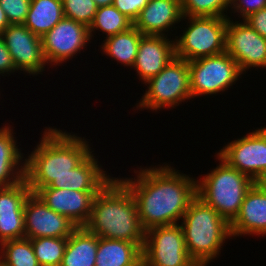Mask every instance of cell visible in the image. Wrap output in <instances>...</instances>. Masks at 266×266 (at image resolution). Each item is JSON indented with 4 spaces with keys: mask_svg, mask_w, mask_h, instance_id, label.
I'll return each instance as SVG.
<instances>
[{
    "mask_svg": "<svg viewBox=\"0 0 266 266\" xmlns=\"http://www.w3.org/2000/svg\"><path fill=\"white\" fill-rule=\"evenodd\" d=\"M167 164L149 168L140 166L134 171V179L120 178L133 194L145 231L177 224L197 196L196 179Z\"/></svg>",
    "mask_w": 266,
    "mask_h": 266,
    "instance_id": "6da1fadb",
    "label": "cell"
},
{
    "mask_svg": "<svg viewBox=\"0 0 266 266\" xmlns=\"http://www.w3.org/2000/svg\"><path fill=\"white\" fill-rule=\"evenodd\" d=\"M41 140L25 159V179L34 193L77 167L92 151L89 142L76 134L45 127Z\"/></svg>",
    "mask_w": 266,
    "mask_h": 266,
    "instance_id": "7a4b0ae2",
    "label": "cell"
},
{
    "mask_svg": "<svg viewBox=\"0 0 266 266\" xmlns=\"http://www.w3.org/2000/svg\"><path fill=\"white\" fill-rule=\"evenodd\" d=\"M84 227L106 239L145 242V230L139 220L135 199L120 177L110 179L96 194Z\"/></svg>",
    "mask_w": 266,
    "mask_h": 266,
    "instance_id": "3957f363",
    "label": "cell"
},
{
    "mask_svg": "<svg viewBox=\"0 0 266 266\" xmlns=\"http://www.w3.org/2000/svg\"><path fill=\"white\" fill-rule=\"evenodd\" d=\"M181 220L187 252L197 266L213 262L226 240L232 238L230 224L198 196Z\"/></svg>",
    "mask_w": 266,
    "mask_h": 266,
    "instance_id": "277c9868",
    "label": "cell"
},
{
    "mask_svg": "<svg viewBox=\"0 0 266 266\" xmlns=\"http://www.w3.org/2000/svg\"><path fill=\"white\" fill-rule=\"evenodd\" d=\"M219 165L196 180L197 196L214 208L229 224L236 218L246 192L254 181L246 174L230 167L218 155Z\"/></svg>",
    "mask_w": 266,
    "mask_h": 266,
    "instance_id": "5b68a950",
    "label": "cell"
},
{
    "mask_svg": "<svg viewBox=\"0 0 266 266\" xmlns=\"http://www.w3.org/2000/svg\"><path fill=\"white\" fill-rule=\"evenodd\" d=\"M185 19L187 28L174 39L176 57L189 62L226 51L228 18L183 16Z\"/></svg>",
    "mask_w": 266,
    "mask_h": 266,
    "instance_id": "8992f818",
    "label": "cell"
},
{
    "mask_svg": "<svg viewBox=\"0 0 266 266\" xmlns=\"http://www.w3.org/2000/svg\"><path fill=\"white\" fill-rule=\"evenodd\" d=\"M148 88L136 103V109L157 112L163 108H175L192 98L188 62L175 57L155 77L144 83Z\"/></svg>",
    "mask_w": 266,
    "mask_h": 266,
    "instance_id": "52a82bcc",
    "label": "cell"
},
{
    "mask_svg": "<svg viewBox=\"0 0 266 266\" xmlns=\"http://www.w3.org/2000/svg\"><path fill=\"white\" fill-rule=\"evenodd\" d=\"M188 67L192 98L223 93L236 84L243 74L226 51L189 61Z\"/></svg>",
    "mask_w": 266,
    "mask_h": 266,
    "instance_id": "ba28073f",
    "label": "cell"
},
{
    "mask_svg": "<svg viewBox=\"0 0 266 266\" xmlns=\"http://www.w3.org/2000/svg\"><path fill=\"white\" fill-rule=\"evenodd\" d=\"M142 259L149 266H197L187 252L179 223L145 231Z\"/></svg>",
    "mask_w": 266,
    "mask_h": 266,
    "instance_id": "9c48e42d",
    "label": "cell"
},
{
    "mask_svg": "<svg viewBox=\"0 0 266 266\" xmlns=\"http://www.w3.org/2000/svg\"><path fill=\"white\" fill-rule=\"evenodd\" d=\"M217 155L230 167L255 181L266 170V127L228 142Z\"/></svg>",
    "mask_w": 266,
    "mask_h": 266,
    "instance_id": "30bf717a",
    "label": "cell"
},
{
    "mask_svg": "<svg viewBox=\"0 0 266 266\" xmlns=\"http://www.w3.org/2000/svg\"><path fill=\"white\" fill-rule=\"evenodd\" d=\"M41 39L44 57L50 67L60 66L69 59L71 60L91 42L89 28L66 17Z\"/></svg>",
    "mask_w": 266,
    "mask_h": 266,
    "instance_id": "8fae6325",
    "label": "cell"
},
{
    "mask_svg": "<svg viewBox=\"0 0 266 266\" xmlns=\"http://www.w3.org/2000/svg\"><path fill=\"white\" fill-rule=\"evenodd\" d=\"M226 52L237 62L243 75L252 67L266 68V38L244 20L234 22L232 18H228Z\"/></svg>",
    "mask_w": 266,
    "mask_h": 266,
    "instance_id": "7c38bea8",
    "label": "cell"
},
{
    "mask_svg": "<svg viewBox=\"0 0 266 266\" xmlns=\"http://www.w3.org/2000/svg\"><path fill=\"white\" fill-rule=\"evenodd\" d=\"M1 36L18 72L23 71L33 76L43 75L42 72L45 71L48 63L45 60L42 39L39 36L24 24H10Z\"/></svg>",
    "mask_w": 266,
    "mask_h": 266,
    "instance_id": "4fadbf2b",
    "label": "cell"
},
{
    "mask_svg": "<svg viewBox=\"0 0 266 266\" xmlns=\"http://www.w3.org/2000/svg\"><path fill=\"white\" fill-rule=\"evenodd\" d=\"M25 238H68L77 226L67 217L50 209L35 193L24 205Z\"/></svg>",
    "mask_w": 266,
    "mask_h": 266,
    "instance_id": "5bb4252c",
    "label": "cell"
},
{
    "mask_svg": "<svg viewBox=\"0 0 266 266\" xmlns=\"http://www.w3.org/2000/svg\"><path fill=\"white\" fill-rule=\"evenodd\" d=\"M50 209L67 217L77 227H84L91 215L93 200L98 192L71 189L38 188L34 192Z\"/></svg>",
    "mask_w": 266,
    "mask_h": 266,
    "instance_id": "9a60e30c",
    "label": "cell"
},
{
    "mask_svg": "<svg viewBox=\"0 0 266 266\" xmlns=\"http://www.w3.org/2000/svg\"><path fill=\"white\" fill-rule=\"evenodd\" d=\"M31 193L26 179L10 187H0V244L25 238L24 205Z\"/></svg>",
    "mask_w": 266,
    "mask_h": 266,
    "instance_id": "2e32d148",
    "label": "cell"
},
{
    "mask_svg": "<svg viewBox=\"0 0 266 266\" xmlns=\"http://www.w3.org/2000/svg\"><path fill=\"white\" fill-rule=\"evenodd\" d=\"M175 40L167 36L143 35L133 64L137 77L146 83L175 58Z\"/></svg>",
    "mask_w": 266,
    "mask_h": 266,
    "instance_id": "e0dca14e",
    "label": "cell"
},
{
    "mask_svg": "<svg viewBox=\"0 0 266 266\" xmlns=\"http://www.w3.org/2000/svg\"><path fill=\"white\" fill-rule=\"evenodd\" d=\"M182 18L181 0H149L133 26L143 35L168 36V31H173Z\"/></svg>",
    "mask_w": 266,
    "mask_h": 266,
    "instance_id": "ac0fdd59",
    "label": "cell"
},
{
    "mask_svg": "<svg viewBox=\"0 0 266 266\" xmlns=\"http://www.w3.org/2000/svg\"><path fill=\"white\" fill-rule=\"evenodd\" d=\"M231 236L266 235V193L255 183L246 192L239 213L230 223Z\"/></svg>",
    "mask_w": 266,
    "mask_h": 266,
    "instance_id": "d6986e66",
    "label": "cell"
},
{
    "mask_svg": "<svg viewBox=\"0 0 266 266\" xmlns=\"http://www.w3.org/2000/svg\"><path fill=\"white\" fill-rule=\"evenodd\" d=\"M92 152L74 169L55 178L48 187L99 192L113 177L107 175ZM102 168V169H101Z\"/></svg>",
    "mask_w": 266,
    "mask_h": 266,
    "instance_id": "ffe728a7",
    "label": "cell"
},
{
    "mask_svg": "<svg viewBox=\"0 0 266 266\" xmlns=\"http://www.w3.org/2000/svg\"><path fill=\"white\" fill-rule=\"evenodd\" d=\"M8 125L0 128V187L14 186L25 177L26 157L18 149L13 127Z\"/></svg>",
    "mask_w": 266,
    "mask_h": 266,
    "instance_id": "44dd1931",
    "label": "cell"
},
{
    "mask_svg": "<svg viewBox=\"0 0 266 266\" xmlns=\"http://www.w3.org/2000/svg\"><path fill=\"white\" fill-rule=\"evenodd\" d=\"M144 243L99 237L95 266H134L142 259Z\"/></svg>",
    "mask_w": 266,
    "mask_h": 266,
    "instance_id": "7402d4cb",
    "label": "cell"
},
{
    "mask_svg": "<svg viewBox=\"0 0 266 266\" xmlns=\"http://www.w3.org/2000/svg\"><path fill=\"white\" fill-rule=\"evenodd\" d=\"M99 237L85 227H77L67 238L60 266H95Z\"/></svg>",
    "mask_w": 266,
    "mask_h": 266,
    "instance_id": "603a6c76",
    "label": "cell"
},
{
    "mask_svg": "<svg viewBox=\"0 0 266 266\" xmlns=\"http://www.w3.org/2000/svg\"><path fill=\"white\" fill-rule=\"evenodd\" d=\"M63 18L62 0H31L24 25L41 38Z\"/></svg>",
    "mask_w": 266,
    "mask_h": 266,
    "instance_id": "cb8c5ba5",
    "label": "cell"
},
{
    "mask_svg": "<svg viewBox=\"0 0 266 266\" xmlns=\"http://www.w3.org/2000/svg\"><path fill=\"white\" fill-rule=\"evenodd\" d=\"M143 34L134 26L125 32L117 33L103 40L101 50L108 57L126 67H133L138 52V46Z\"/></svg>",
    "mask_w": 266,
    "mask_h": 266,
    "instance_id": "d4e9b609",
    "label": "cell"
},
{
    "mask_svg": "<svg viewBox=\"0 0 266 266\" xmlns=\"http://www.w3.org/2000/svg\"><path fill=\"white\" fill-rule=\"evenodd\" d=\"M133 27V21L122 14L115 6L100 7L96 11L93 22L89 26L90 39L94 37L93 33L103 32L106 38L117 33L125 32Z\"/></svg>",
    "mask_w": 266,
    "mask_h": 266,
    "instance_id": "484cf974",
    "label": "cell"
},
{
    "mask_svg": "<svg viewBox=\"0 0 266 266\" xmlns=\"http://www.w3.org/2000/svg\"><path fill=\"white\" fill-rule=\"evenodd\" d=\"M0 261L7 266H40L31 240L27 238L1 243Z\"/></svg>",
    "mask_w": 266,
    "mask_h": 266,
    "instance_id": "4316f807",
    "label": "cell"
},
{
    "mask_svg": "<svg viewBox=\"0 0 266 266\" xmlns=\"http://www.w3.org/2000/svg\"><path fill=\"white\" fill-rule=\"evenodd\" d=\"M30 240L40 266H60L67 238L42 237Z\"/></svg>",
    "mask_w": 266,
    "mask_h": 266,
    "instance_id": "83f0119b",
    "label": "cell"
},
{
    "mask_svg": "<svg viewBox=\"0 0 266 266\" xmlns=\"http://www.w3.org/2000/svg\"><path fill=\"white\" fill-rule=\"evenodd\" d=\"M181 5L183 16L229 18L230 0H181Z\"/></svg>",
    "mask_w": 266,
    "mask_h": 266,
    "instance_id": "f1b7e54d",
    "label": "cell"
},
{
    "mask_svg": "<svg viewBox=\"0 0 266 266\" xmlns=\"http://www.w3.org/2000/svg\"><path fill=\"white\" fill-rule=\"evenodd\" d=\"M64 17L86 25L93 22L98 9L93 0H62Z\"/></svg>",
    "mask_w": 266,
    "mask_h": 266,
    "instance_id": "f546056e",
    "label": "cell"
},
{
    "mask_svg": "<svg viewBox=\"0 0 266 266\" xmlns=\"http://www.w3.org/2000/svg\"><path fill=\"white\" fill-rule=\"evenodd\" d=\"M31 0H0L10 24H24L27 18Z\"/></svg>",
    "mask_w": 266,
    "mask_h": 266,
    "instance_id": "4dcf8cb0",
    "label": "cell"
},
{
    "mask_svg": "<svg viewBox=\"0 0 266 266\" xmlns=\"http://www.w3.org/2000/svg\"><path fill=\"white\" fill-rule=\"evenodd\" d=\"M231 13H238L240 19L243 21L254 12H258L266 8V0H230Z\"/></svg>",
    "mask_w": 266,
    "mask_h": 266,
    "instance_id": "1f68e13d",
    "label": "cell"
},
{
    "mask_svg": "<svg viewBox=\"0 0 266 266\" xmlns=\"http://www.w3.org/2000/svg\"><path fill=\"white\" fill-rule=\"evenodd\" d=\"M148 2L149 0H113L112 5L134 22Z\"/></svg>",
    "mask_w": 266,
    "mask_h": 266,
    "instance_id": "d6a6232c",
    "label": "cell"
},
{
    "mask_svg": "<svg viewBox=\"0 0 266 266\" xmlns=\"http://www.w3.org/2000/svg\"><path fill=\"white\" fill-rule=\"evenodd\" d=\"M244 21L259 35L266 38V8L252 13Z\"/></svg>",
    "mask_w": 266,
    "mask_h": 266,
    "instance_id": "836d02e7",
    "label": "cell"
},
{
    "mask_svg": "<svg viewBox=\"0 0 266 266\" xmlns=\"http://www.w3.org/2000/svg\"><path fill=\"white\" fill-rule=\"evenodd\" d=\"M15 71L17 72L13 64L10 52L0 34V75L5 76V73L12 74Z\"/></svg>",
    "mask_w": 266,
    "mask_h": 266,
    "instance_id": "e575fe53",
    "label": "cell"
},
{
    "mask_svg": "<svg viewBox=\"0 0 266 266\" xmlns=\"http://www.w3.org/2000/svg\"><path fill=\"white\" fill-rule=\"evenodd\" d=\"M10 25L4 10L0 6V34Z\"/></svg>",
    "mask_w": 266,
    "mask_h": 266,
    "instance_id": "d590c367",
    "label": "cell"
},
{
    "mask_svg": "<svg viewBox=\"0 0 266 266\" xmlns=\"http://www.w3.org/2000/svg\"><path fill=\"white\" fill-rule=\"evenodd\" d=\"M254 183L263 191L266 193V170L264 173H262L255 181Z\"/></svg>",
    "mask_w": 266,
    "mask_h": 266,
    "instance_id": "8d00e7d4",
    "label": "cell"
},
{
    "mask_svg": "<svg viewBox=\"0 0 266 266\" xmlns=\"http://www.w3.org/2000/svg\"><path fill=\"white\" fill-rule=\"evenodd\" d=\"M97 7L111 6L113 4V0H93Z\"/></svg>",
    "mask_w": 266,
    "mask_h": 266,
    "instance_id": "74e56055",
    "label": "cell"
},
{
    "mask_svg": "<svg viewBox=\"0 0 266 266\" xmlns=\"http://www.w3.org/2000/svg\"><path fill=\"white\" fill-rule=\"evenodd\" d=\"M134 266H149L143 259H140Z\"/></svg>",
    "mask_w": 266,
    "mask_h": 266,
    "instance_id": "f35d334b",
    "label": "cell"
},
{
    "mask_svg": "<svg viewBox=\"0 0 266 266\" xmlns=\"http://www.w3.org/2000/svg\"><path fill=\"white\" fill-rule=\"evenodd\" d=\"M0 266H7V265L3 264V263L0 261Z\"/></svg>",
    "mask_w": 266,
    "mask_h": 266,
    "instance_id": "ab89813d",
    "label": "cell"
}]
</instances>
